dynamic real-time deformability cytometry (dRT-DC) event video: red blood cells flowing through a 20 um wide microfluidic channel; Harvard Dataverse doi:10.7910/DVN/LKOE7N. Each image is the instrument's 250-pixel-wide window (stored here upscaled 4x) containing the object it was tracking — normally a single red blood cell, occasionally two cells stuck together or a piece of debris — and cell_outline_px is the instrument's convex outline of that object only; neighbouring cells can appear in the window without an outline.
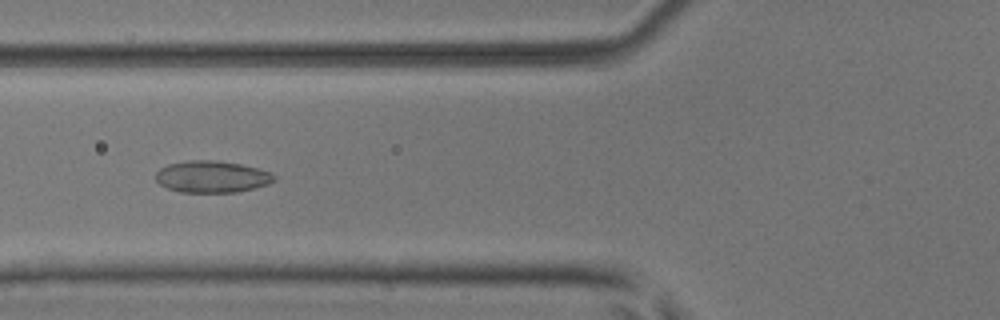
{"species": "common noctule bat (a hibernating species)", "species_latin": "Nyctalus noctula", "temperature_condition": "room temperature", "stored_images_in_passage": 38, "camera_frame_rate_fps": 3000, "um_per_image_px": 0.085, "animal": {"sex": "male", "body_mass_g": 17.9, "forearm_length_mm": 54.2}, "frame": {"image": 1, "passage_image": 21, "time_ms": 6.667, "image_size_px": [1000, 320], "cell_outline_px": [[276, 180], [268, 184], [236, 192], [180, 192], [168, 188], [160, 184], [156, 180], [156, 172], [160, 168], [168, 164], [188, 160], [216, 160], [240, 164], [272, 172], [276, 176]], "centroid_in_image_um": [18.01, 15.01], "position_along_channel_um": 107.8, "area_um2": 21.91}}
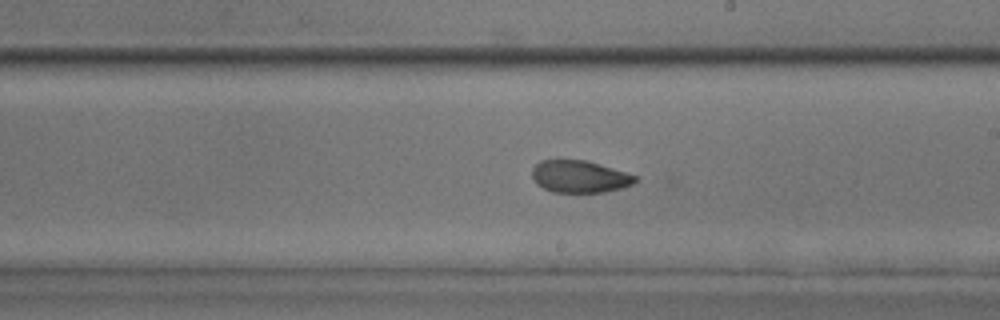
{"frame": {"image": 2, "passage_image": 31, "time_ms": 10.0, "image_size_px": [1000, 320], "cell_outline_px": [[636, 180], [632, 184], [620, 188], [604, 192], [552, 192], [536, 184], [532, 176], [532, 168], [540, 160], [588, 160], [636, 176]], "centroid_in_image_um": [49.22, 15.0], "position_along_channel_um": 239.8, "area_um2": 19.19}}
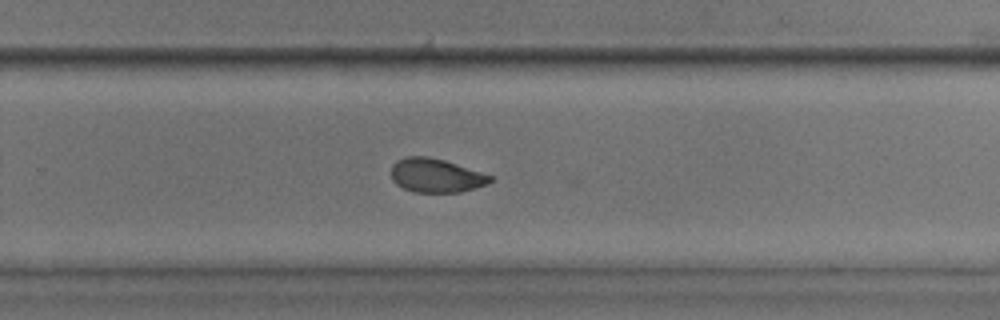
{"frame": {"image": 3, "passage_image": 35, "time_ms": 11.333, "image_size_px": [1000, 320], "cell_outline_px": [[492, 180], [488, 184], [476, 188], [460, 192], [412, 192], [396, 184], [392, 180], [392, 164], [396, 160], [404, 156], [428, 156], [444, 160], [492, 176]], "centroid_in_image_um": [37.03, 14.91], "position_along_channel_um": 292.8, "area_um2": 19.54}}